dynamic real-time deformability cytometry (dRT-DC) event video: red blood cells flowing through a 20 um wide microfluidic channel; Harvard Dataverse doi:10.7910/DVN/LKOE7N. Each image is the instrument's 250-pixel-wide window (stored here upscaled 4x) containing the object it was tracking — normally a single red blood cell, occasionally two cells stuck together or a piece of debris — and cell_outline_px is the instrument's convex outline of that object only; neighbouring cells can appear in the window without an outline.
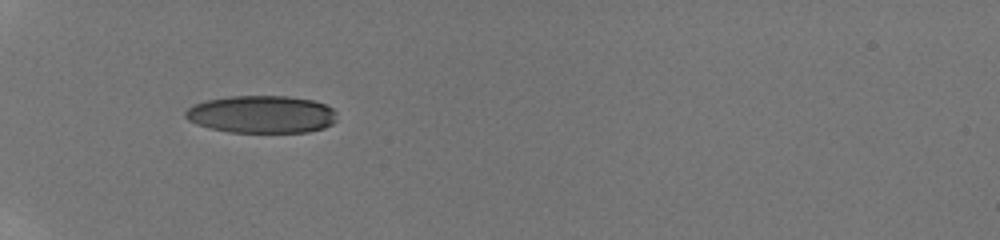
{"species": "human", "species_latin": "Homo sapiens", "temperature_condition": "room temperature", "stored_images_in_passage": 60, "camera_frame_rate_fps": 3000, "um_per_image_px": 0.085, "donor": {"sex": "male"}, "frame": {"image": 1, "passage_image": 1, "time_ms": 0.0, "image_size_px": [1000, 240], "cell_outline_px": [[336, 120], [332, 124], [324, 128], [308, 132], [228, 132], [208, 128], [196, 124], [188, 120], [184, 116], [184, 112], [192, 104], [208, 100], [228, 96], [288, 96], [312, 100], [324, 104], [332, 108], [336, 112]], "centroid_in_image_um": [22.21, 9.72], "position_along_channel_um": 62.8, "area_um2": 33.35}}
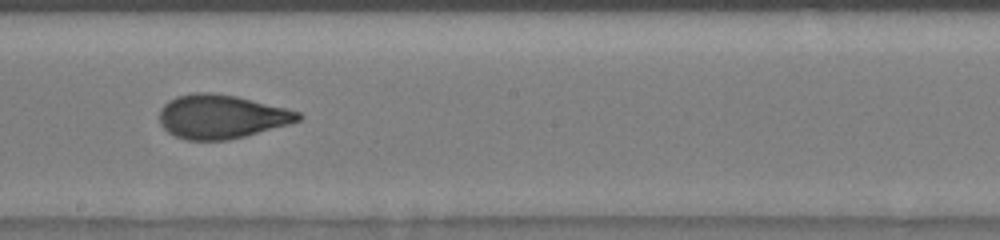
{"frame": {"image": 2, "passage_image": 32, "time_ms": 4.667, "image_size_px": [1000, 240], "cell_outline_px": [[304, 116], [300, 120], [288, 124], [244, 136], [228, 140], [184, 140], [168, 132], [160, 124], [160, 108], [168, 100], [176, 96], [196, 92], [212, 92], [236, 96], [288, 108], [300, 112]], "centroid_in_image_um": [18.81, 9.9], "position_along_channel_um": 229.4, "area_um2": 35.55}}
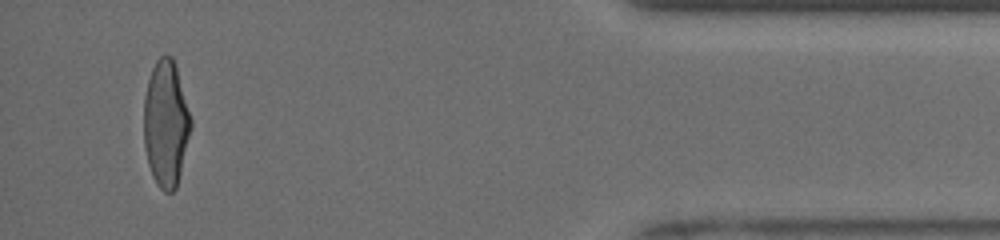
{"frame": {"image": 3, "passage_image": 57, "time_ms": 10.667, "image_size_px": [1000, 240], "cell_outline_px": [[192, 128], [176, 188], [172, 192], [164, 192], [156, 184], [152, 176], [148, 164], [144, 148], [144, 96], [148, 80], [152, 68], [156, 60], [160, 56], [172, 56], [176, 68], [192, 120]], "centroid_in_image_um": [14.09, 10.54], "position_along_channel_um": 421.1, "area_um2": 34.62}, "authors_computed_cell_mechanics": {"area_um2": 35.0268, "velocity_mm_per_s": 3.9736, "shape_relaxation_time_tau1_ms": 4.3489, "shape_relaxation_time_tau2_ms": 0.7143, "deformation_change_tau1": 0.1965, "deformation_change_tau2": 0.0643}}